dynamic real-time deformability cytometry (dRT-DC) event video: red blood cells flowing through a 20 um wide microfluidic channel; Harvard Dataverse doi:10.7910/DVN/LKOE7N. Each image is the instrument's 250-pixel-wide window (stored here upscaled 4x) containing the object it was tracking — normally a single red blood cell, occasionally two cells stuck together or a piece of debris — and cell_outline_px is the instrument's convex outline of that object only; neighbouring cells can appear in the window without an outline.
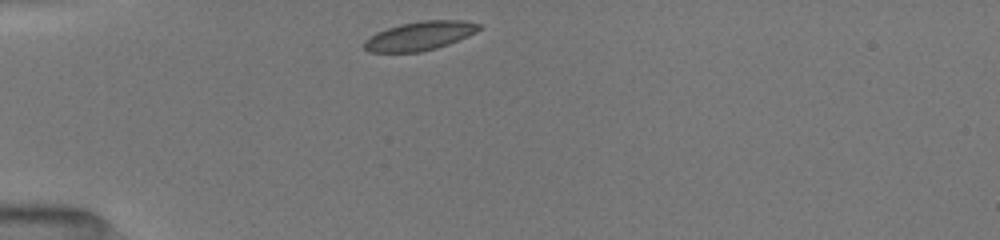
{"species": "common noctule bat (a hibernating species)", "species_latin": "Nyctalus noctula", "temperature_condition": "room temperature", "stored_images_in_passage": 38, "camera_frame_rate_fps": 3000, "um_per_image_px": 0.085, "animal": {"sex": "female", "body_mass_g": 19.5, "forearm_length_mm": 54.1}, "frame": {"image": 1, "passage_image": 1, "time_ms": 0.0, "image_size_px": [1000, 240], "cell_outline_px": [[480, 28], [476, 32], [448, 44], [436, 48], [420, 52], [368, 52], [364, 48], [364, 40], [376, 32], [400, 24], [420, 20], [464, 20], [480, 24]], "centroid_in_image_um": [35.65, 3.04], "position_along_channel_um": 49.3, "area_um2": 19.25}}
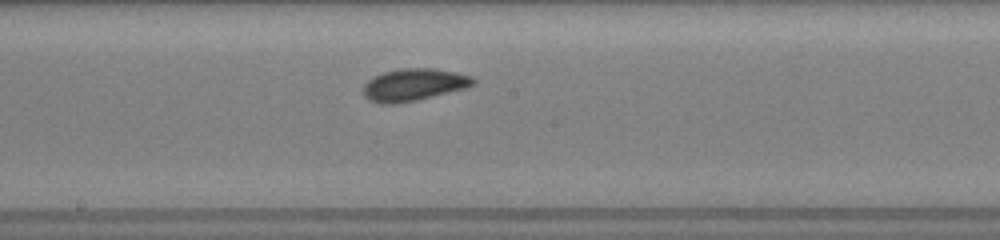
{"frame": {"image": 2, "passage_image": 15, "time_ms": 4.667, "image_size_px": [1000, 240], "cell_outline_px": [[476, 80], [468, 88], [416, 100], [392, 104], [384, 104], [368, 100], [364, 96], [364, 84], [372, 76], [384, 72], [400, 68], [432, 68], [456, 72], [472, 76]], "centroid_in_image_um": [35.17, 7.19], "position_along_channel_um": 213.0, "area_um2": 20.69}}
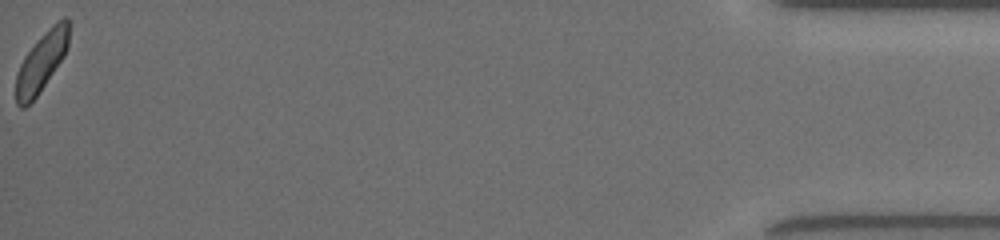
{"frame": {"image": 3, "passage_image": 38, "time_ms": 12.333, "image_size_px": [1000, 240], "cell_outline_px": [[68, 48], [64, 56], [36, 96], [24, 108], [20, 108], [16, 104], [16, 72], [24, 56], [48, 28], [56, 20], [64, 16], [68, 16]], "centroid_in_image_um": [3.52, 5.24], "position_along_channel_um": 431.7, "area_um2": 18.03}, "authors_computed_cell_mechanics": {"area_um2": 19.2474, "velocity_mm_per_s": 4.0022, "shape_relaxation_time_tau1_ms": 2.6291, "shape_relaxation_time_tau2_ms": 2.5149, "deformation_change_tau1": 0.0774, "deformation_change_tau2": 0.0677}}